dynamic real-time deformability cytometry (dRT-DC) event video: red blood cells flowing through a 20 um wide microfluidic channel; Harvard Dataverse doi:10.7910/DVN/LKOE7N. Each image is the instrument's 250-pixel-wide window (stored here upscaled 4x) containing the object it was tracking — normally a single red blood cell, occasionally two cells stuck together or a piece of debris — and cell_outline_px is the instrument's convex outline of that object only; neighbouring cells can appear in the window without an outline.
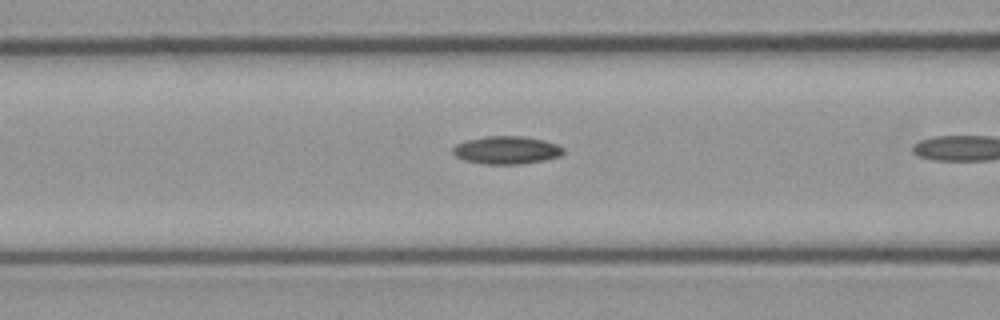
{"species": "common noctule bat (a hibernating species)", "species_latin": "Nyctalus noctula", "temperature_condition": "cold", "stored_images_in_passage": 7, "camera_frame_rate_fps": 3000, "um_per_image_px": 0.085, "animal": {"sex": "male", "body_mass_g": 23.1, "forearm_length_mm": 52.7}, "frame": {"image": 1, "passage_image": 6, "time_ms": 1.667, "image_size_px": [1000, 320], "cell_outline_px": [[564, 152], [560, 156], [544, 160], [520, 164], [484, 164], [464, 160], [456, 156], [452, 152], [452, 148], [456, 144], [464, 140], [484, 136], [520, 136], [544, 140], [556, 144], [564, 148]], "centroid_in_image_um": [43.03, 12.75], "position_along_channel_um": 123.6, "area_um2": 18.03}}